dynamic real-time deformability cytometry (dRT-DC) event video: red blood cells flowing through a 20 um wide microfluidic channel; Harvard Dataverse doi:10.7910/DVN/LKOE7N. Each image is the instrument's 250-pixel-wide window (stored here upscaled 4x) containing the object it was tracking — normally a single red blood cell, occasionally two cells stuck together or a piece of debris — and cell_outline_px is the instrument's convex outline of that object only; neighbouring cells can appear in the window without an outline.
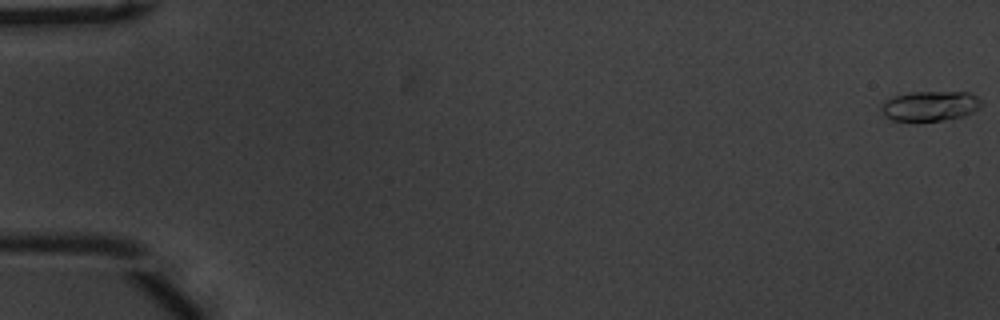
{"species": "common noctule bat (a hibernating species)", "species_latin": "Nyctalus noctula", "temperature_condition": "warm", "stored_images_in_passage": 14, "camera_frame_rate_fps": 3000, "um_per_image_px": 0.085, "animal": {"sex": "male", "body_mass_g": 20.1, "forearm_length_mm": 53.5}, "frame": {"image": 1, "passage_image": 1, "time_ms": 0.0, "image_size_px": [1000, 320], "cell_outline_px": [[984, 104], [980, 108], [964, 116], [940, 120], [892, 120], [884, 116], [880, 112], [880, 104], [884, 100], [892, 96], [912, 92], [968, 92], [976, 96]], "centroid_in_image_um": [79.02, 8.99], "position_along_channel_um": 6.0, "area_um2": 17.57}}